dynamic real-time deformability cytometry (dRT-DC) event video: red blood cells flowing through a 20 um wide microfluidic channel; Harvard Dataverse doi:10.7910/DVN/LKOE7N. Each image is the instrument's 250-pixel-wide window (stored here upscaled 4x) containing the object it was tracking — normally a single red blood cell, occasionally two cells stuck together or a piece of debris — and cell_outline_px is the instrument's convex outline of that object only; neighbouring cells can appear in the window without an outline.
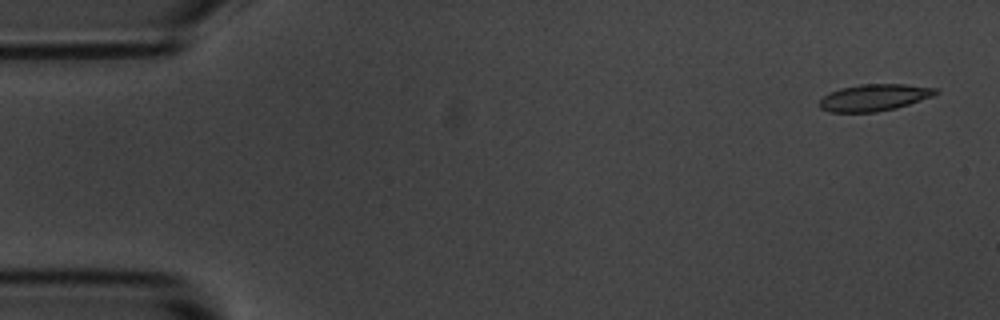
{"species": "common noctule bat (a hibernating species)", "species_latin": "Nyctalus noctula", "temperature_condition": "room temperature", "stored_images_in_passage": 5, "camera_frame_rate_fps": 3000, "um_per_image_px": 0.085, "animal": {"sex": "male", "body_mass_g": 20.1, "forearm_length_mm": 53.5}, "frame": {"image": 1, "passage_image": 1, "time_ms": 0.0, "image_size_px": [1000, 320], "cell_outline_px": [[940, 92], [932, 96], [896, 108], [876, 112], [832, 112], [820, 108], [816, 104], [828, 92], [840, 88], [860, 84], [904, 84], [936, 88]], "centroid_in_image_um": [74.26, 8.28], "position_along_channel_um": 10.7, "area_um2": 18.15}}